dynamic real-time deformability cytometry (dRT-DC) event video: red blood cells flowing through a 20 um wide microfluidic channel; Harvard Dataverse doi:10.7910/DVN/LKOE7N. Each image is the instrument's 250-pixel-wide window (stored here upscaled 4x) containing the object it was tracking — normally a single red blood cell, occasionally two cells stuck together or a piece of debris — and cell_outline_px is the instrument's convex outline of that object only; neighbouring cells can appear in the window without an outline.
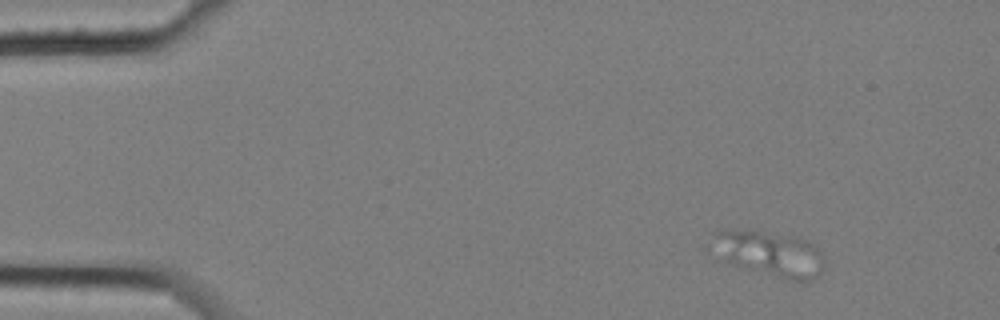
{"species": "common noctule bat (a hibernating species)", "species_latin": "Nyctalus noctula", "temperature_condition": "cold", "stored_images_in_passage": 5, "segment_of_instrument_passage": [1, 2], "camera_frame_rate_fps": 3000, "um_per_image_px": 0.085, "animal": {"sex": "female", "body_mass_g": 25.1}, "frame": {"image": 1, "passage_image": 2, "time_ms": 0.333, "image_size_px": [1000, 320], "cell_outline_px": [[824, 264], [816, 276], [812, 280], [804, 284], [788, 280], [748, 268], [736, 264], [704, 248], [712, 232], [724, 228], [732, 228], [804, 240], [812, 244], [824, 256]], "centroid_in_image_um": [65.29, 21.56], "position_along_channel_um": 19.7, "area_um2": 29.59}}